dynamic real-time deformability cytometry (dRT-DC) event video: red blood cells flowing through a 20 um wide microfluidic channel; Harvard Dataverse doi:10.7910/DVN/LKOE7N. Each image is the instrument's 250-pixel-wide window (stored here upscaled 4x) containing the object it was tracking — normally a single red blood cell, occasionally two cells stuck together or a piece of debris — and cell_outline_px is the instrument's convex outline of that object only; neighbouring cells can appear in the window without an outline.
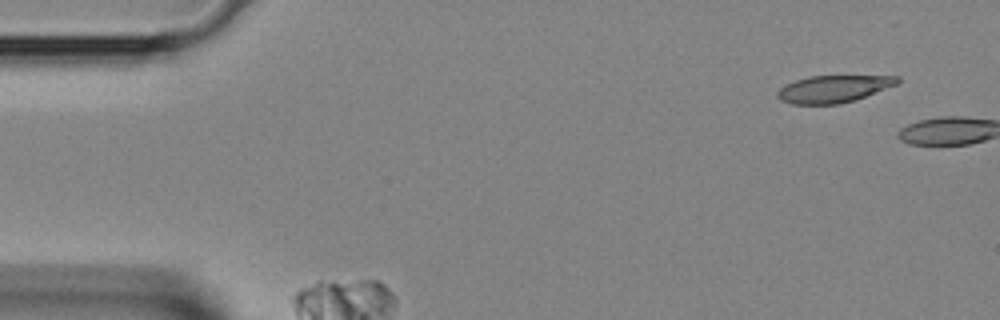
{"species": "Egyptian fruit bat (a non-hibernating species)", "species_latin": "Rousettus aegyptiacus", "temperature_condition": "room temperature", "stored_images_in_passage": 2, "camera_frame_rate_fps": 3000, "um_per_image_px": 0.085, "animal": {"sex": "female"}, "frame": {"image": 1, "passage_image": 1, "time_ms": 0.0, "image_size_px": [1000, 320], "cell_outline_px": [[900, 80], [896, 84], [864, 96], [840, 104], [792, 104], [780, 100], [776, 96], [776, 92], [780, 88], [796, 80], [808, 76], [900, 76]], "centroid_in_image_um": [70.79, 7.55], "position_along_channel_um": 14.2, "area_um2": 18.67}}